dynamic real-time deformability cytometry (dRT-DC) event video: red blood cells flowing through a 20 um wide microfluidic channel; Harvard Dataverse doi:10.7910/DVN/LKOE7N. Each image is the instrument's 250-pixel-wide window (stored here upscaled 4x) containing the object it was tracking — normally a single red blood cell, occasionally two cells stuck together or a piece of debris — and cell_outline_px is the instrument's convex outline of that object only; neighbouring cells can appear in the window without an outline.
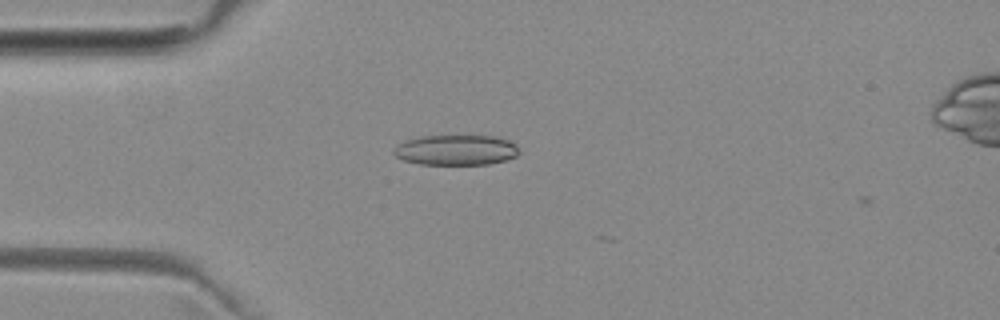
{"species": "common noctule bat (a hibernating species)", "species_latin": "Nyctalus noctula", "temperature_condition": "room temperature", "stored_images_in_passage": 2, "camera_frame_rate_fps": 3000, "um_per_image_px": 0.085, "animal": {"sex": "female", "body_mass_g": 29.2, "forearm_length_mm": 56.3}, "frame": {"image": 1, "passage_image": 1, "time_ms": 0.0, "image_size_px": [1000, 320], "cell_outline_px": [[520, 152], [516, 156], [504, 160], [488, 164], [420, 164], [404, 160], [396, 156], [392, 152], [404, 140], [420, 136], [496, 136], [508, 140], [516, 144]], "centroid_in_image_um": [38.78, 12.74], "position_along_channel_um": 46.2, "area_um2": 22.02}}